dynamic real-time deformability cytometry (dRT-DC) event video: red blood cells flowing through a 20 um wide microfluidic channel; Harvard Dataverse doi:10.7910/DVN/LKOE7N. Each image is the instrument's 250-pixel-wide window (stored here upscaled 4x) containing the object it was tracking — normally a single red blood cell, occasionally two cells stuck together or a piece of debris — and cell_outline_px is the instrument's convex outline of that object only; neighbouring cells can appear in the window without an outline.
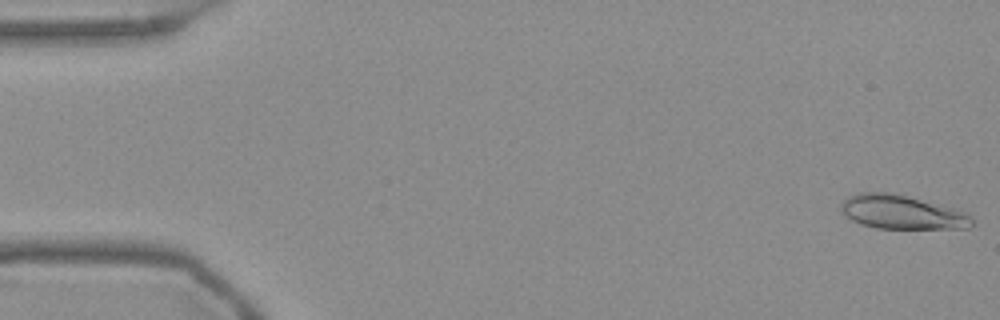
{"species": "Egyptian fruit bat (a non-hibernating species)", "species_latin": "Rousettus aegyptiacus", "temperature_condition": "warm", "stored_images_in_passage": 54, "camera_frame_rate_fps": 3000, "um_per_image_px": 0.085, "frame": {"image": 1, "passage_image": 1, "time_ms": 0.0, "image_size_px": [1000, 320], "cell_outline_px": [[972, 224], [968, 228], [876, 228], [852, 220], [844, 216], [840, 208], [840, 204], [848, 196], [860, 192], [892, 192], [908, 196], [968, 212], [972, 216]], "centroid_in_image_um": [76.64, 18.02], "position_along_channel_um": 8.4, "area_um2": 25.84}}
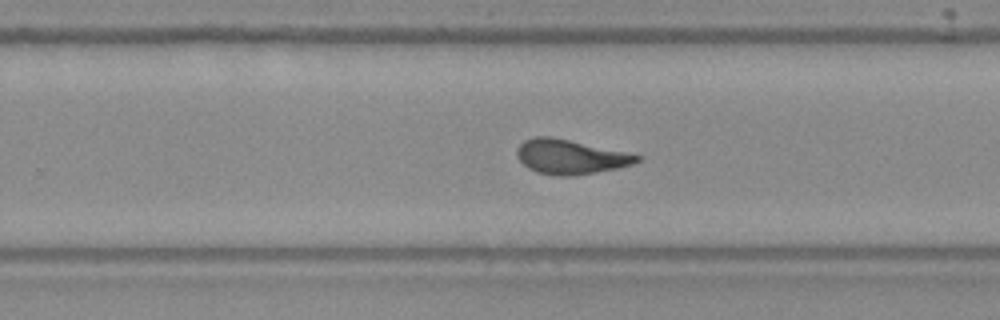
{"frame": {"image": 2, "passage_image": 34, "time_ms": 11.0, "image_size_px": [1000, 320], "cell_outline_px": [[644, 156], [640, 160], [632, 164], [616, 168], [596, 172], [572, 176], [556, 176], [536, 172], [528, 168], [516, 156], [516, 148], [524, 140], [536, 136], [548, 136], [568, 140]], "centroid_in_image_um": [48.44, 13.34], "position_along_channel_um": 281.4, "area_um2": 23.93}}
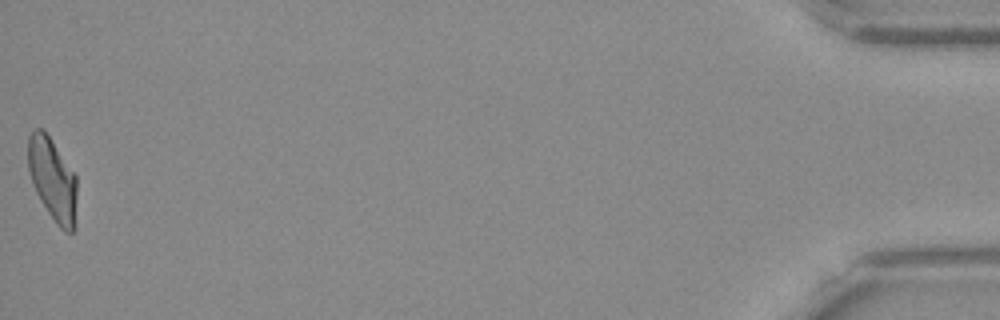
{"frame": {"image": 3, "passage_image": 54, "time_ms": 17.667, "image_size_px": [1000, 320], "cell_outline_px": [[76, 228], [72, 232], [64, 232], [56, 224], [40, 200], [36, 192], [28, 172], [28, 136], [36, 128], [44, 128], [76, 176]], "centroid_in_image_um": [4.47, 15.26], "position_along_channel_um": 430.7, "area_um2": 23.76}, "authors_computed_cell_mechanics": {"area_um2": 24.0737, "velocity_mm_per_s": 3.7476, "shape_relaxation_time_tau1_ms": 11.106, "shape_relaxation_time_tau2_ms": 1.6927, "deformation_change_tau1": 0.3009, "deformation_change_tau2": 0.0886}}